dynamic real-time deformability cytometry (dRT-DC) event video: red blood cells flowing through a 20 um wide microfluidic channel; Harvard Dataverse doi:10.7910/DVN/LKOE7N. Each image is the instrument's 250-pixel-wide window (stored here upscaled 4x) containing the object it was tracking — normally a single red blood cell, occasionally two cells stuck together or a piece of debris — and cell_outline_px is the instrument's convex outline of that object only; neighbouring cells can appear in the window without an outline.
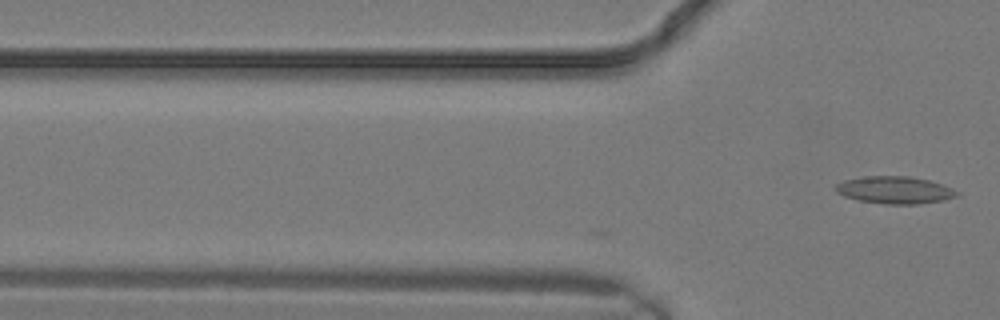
{"species": "common noctule bat (a hibernating species)", "species_latin": "Nyctalus noctula", "temperature_condition": "warm", "stored_images_in_passage": 5, "camera_frame_rate_fps": 3000, "um_per_image_px": 0.085, "animal": {"sex": "male", "body_mass_g": 19.2, "forearm_length_mm": 51.8}, "frame": {"image": 1, "passage_image": 5, "time_ms": 1.333, "image_size_px": [1000, 320], "cell_outline_px": [[960, 196], [940, 200], [916, 204], [884, 204], [860, 200], [844, 196], [836, 192], [832, 188], [836, 184], [844, 180], [864, 176], [908, 176], [928, 180], [944, 184], [960, 192]], "centroid_in_image_um": [76.05, 16.14], "position_along_channel_um": 49.8, "area_um2": 19.36}}